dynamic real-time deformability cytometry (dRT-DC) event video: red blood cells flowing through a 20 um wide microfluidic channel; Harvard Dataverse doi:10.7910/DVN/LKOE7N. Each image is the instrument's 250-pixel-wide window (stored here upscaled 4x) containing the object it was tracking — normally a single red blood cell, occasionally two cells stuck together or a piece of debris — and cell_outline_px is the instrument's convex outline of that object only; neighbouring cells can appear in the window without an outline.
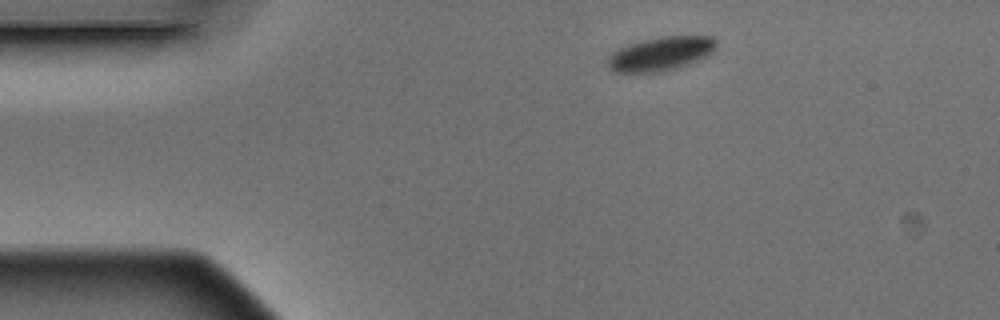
{"species": "Egyptian fruit bat (a non-hibernating species)", "species_latin": "Rousettus aegyptiacus", "temperature_condition": "warm", "stored_images_in_passage": 4, "camera_frame_rate_fps": 3000, "um_per_image_px": 0.085, "animal": {"sex": "male"}, "frame": {"image": 1, "passage_image": 1, "time_ms": 0.0, "image_size_px": [1000, 320], "cell_outline_px": [[716, 48], [708, 56], [668, 72], [612, 72], [608, 68], [608, 56], [612, 52], [628, 44], [640, 40], [660, 36], [712, 36], [716, 40]], "centroid_in_image_um": [56.16, 4.57], "position_along_channel_um": 28.8, "area_um2": 21.79}}
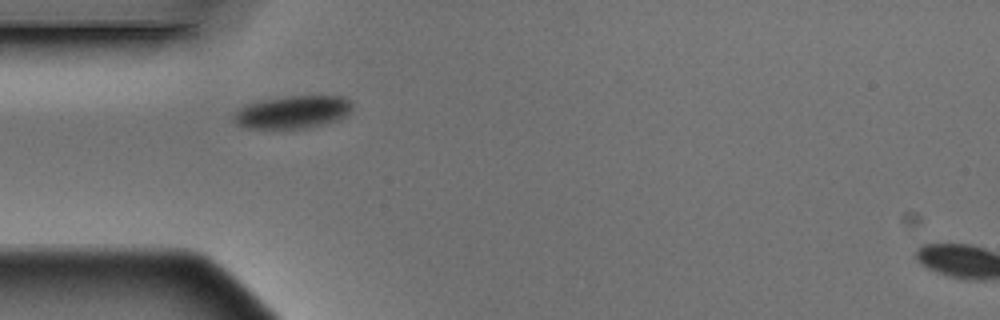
{"frame": {"image": 2, "passage_image": 3, "time_ms": 0.667, "image_size_px": [1000, 320], "cell_outline_px": [[352, 108], [344, 116], [336, 120], [304, 128], [248, 128], [236, 124], [232, 120], [232, 116], [240, 108], [248, 104], [264, 100], [292, 96], [344, 96], [352, 104]], "centroid_in_image_um": [24.85, 9.52], "position_along_channel_um": 60.1, "area_um2": 22.14}}
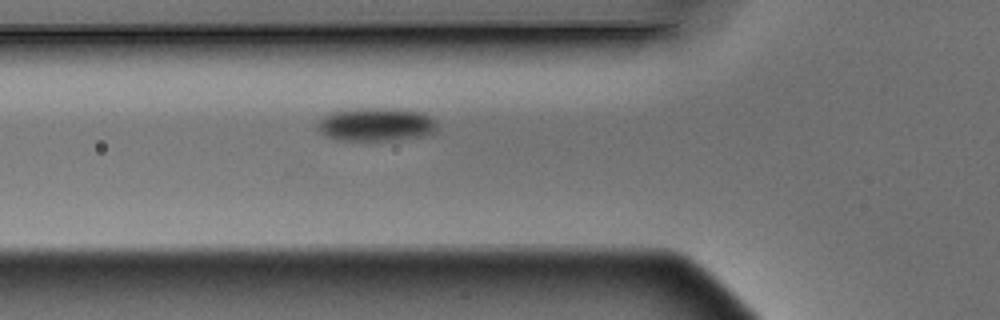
{"frame": {"image": 3, "passage_image": 4, "time_ms": 1.0, "image_size_px": [1000, 320], "cell_outline_px": [[436, 128], [432, 132], [424, 136], [400, 140], [336, 140], [320, 132], [316, 128], [320, 120], [324, 116], [332, 112], [356, 108], [392, 108], [420, 112], [436, 120]], "centroid_in_image_um": [31.96, 10.58], "position_along_channel_um": 93.8, "area_um2": 23.24}}